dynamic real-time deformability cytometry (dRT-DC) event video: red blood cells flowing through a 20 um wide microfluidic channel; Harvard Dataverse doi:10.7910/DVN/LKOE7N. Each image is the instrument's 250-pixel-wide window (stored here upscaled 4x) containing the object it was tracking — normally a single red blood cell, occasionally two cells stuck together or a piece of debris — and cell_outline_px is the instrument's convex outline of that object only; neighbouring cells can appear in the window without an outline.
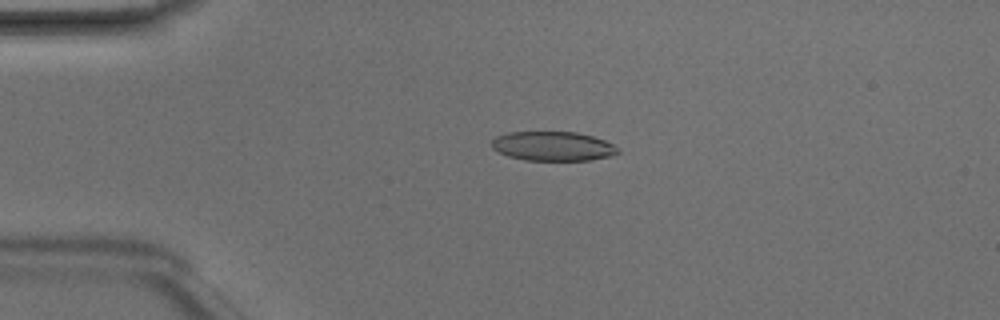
{"species": "Egyptian fruit bat (a non-hibernating species)", "species_latin": "Rousettus aegyptiacus", "temperature_condition": "room temperature", "stored_images_in_passage": 48, "camera_frame_rate_fps": 3000, "um_per_image_px": 0.085, "animal": {"sex": "male"}, "frame": {"image": 1, "passage_image": 11, "time_ms": 3.333, "image_size_px": [1000, 320], "cell_outline_px": [[620, 152], [608, 156], [592, 160], [524, 160], [508, 156], [492, 148], [492, 140], [496, 136], [508, 132], [576, 132], [592, 136], [604, 140], [620, 148]], "centroid_in_image_um": [47.0, 12.42], "position_along_channel_um": 38.0, "area_um2": 21.5}}
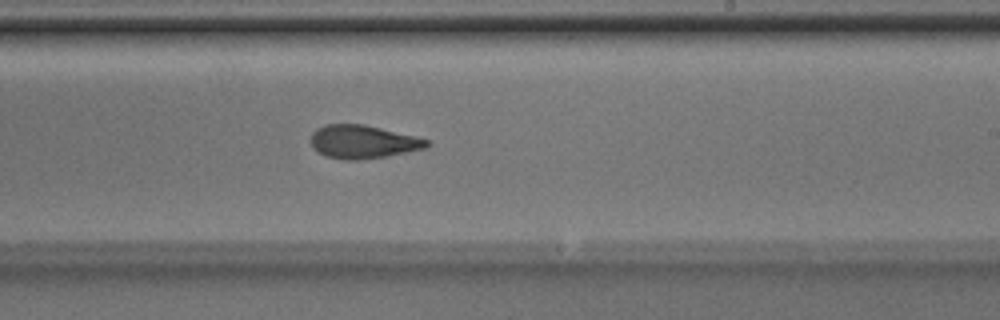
{"frame": {"image": 2, "passage_image": 29, "time_ms": 9.333, "image_size_px": [1000, 320], "cell_outline_px": [[432, 144], [428, 148], [384, 156], [356, 160], [344, 160], [328, 156], [312, 148], [312, 132], [316, 128], [324, 124], [364, 124], [416, 136], [428, 140]], "centroid_in_image_um": [30.87, 12.04], "position_along_channel_um": 258.1, "area_um2": 22.43}}
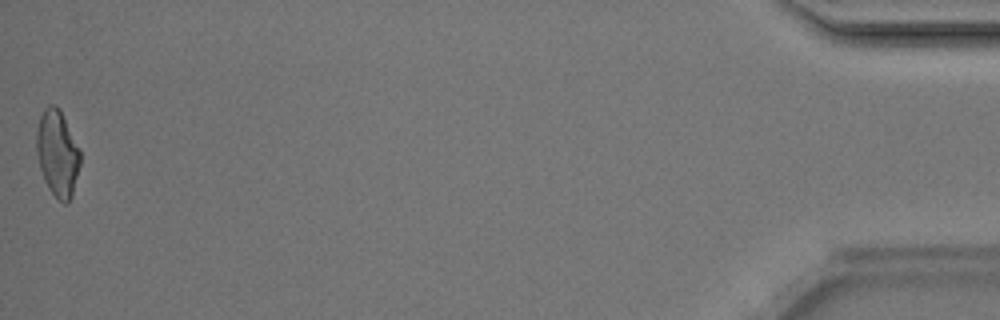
{"frame": {"image": 3, "passage_image": 48, "time_ms": 15.667, "image_size_px": [1000, 320], "cell_outline_px": [[80, 164], [72, 196], [68, 204], [64, 204], [48, 188], [44, 180], [40, 168], [36, 152], [36, 132], [40, 116], [44, 108], [48, 104], [56, 104], [60, 108], [80, 148]], "centroid_in_image_um": [4.88, 13.0], "position_along_channel_um": 430.3, "area_um2": 22.25}, "authors_computed_cell_mechanics": {"area_um2": 22.3397, "velocity_mm_per_s": 4.2337, "shape_relaxation_time_tau1_ms": 5.4992, "shape_relaxation_time_tau2_ms": 2.191, "deformation_change_tau1": 0.1839, "deformation_change_tau2": 0.1114}}